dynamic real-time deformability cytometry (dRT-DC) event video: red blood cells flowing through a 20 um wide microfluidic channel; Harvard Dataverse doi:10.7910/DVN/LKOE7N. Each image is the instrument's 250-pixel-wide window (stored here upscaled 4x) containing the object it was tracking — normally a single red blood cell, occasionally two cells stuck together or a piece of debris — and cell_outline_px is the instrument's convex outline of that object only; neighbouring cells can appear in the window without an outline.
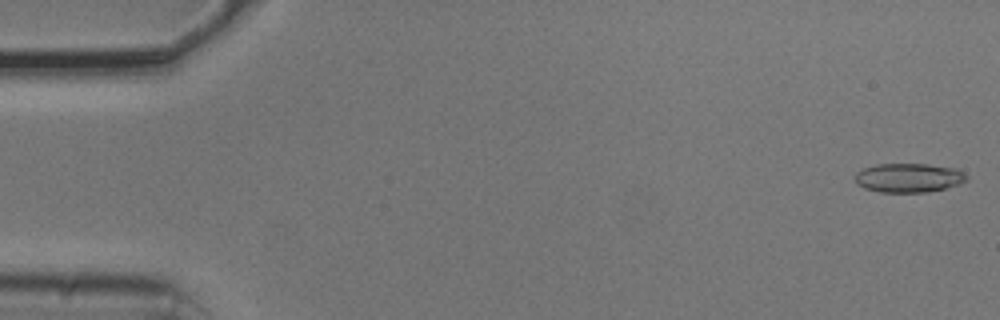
{"species": "common noctule bat (a hibernating species)", "species_latin": "Nyctalus noctula", "temperature_condition": "cold", "stored_images_in_passage": 53, "camera_frame_rate_fps": 3000, "um_per_image_px": 0.085, "animal": {"sex": "male", "body_mass_g": 20.5, "forearm_length_mm": 52.5}, "frame": {"image": 1, "passage_image": 1, "time_ms": 0.0, "image_size_px": [1000, 320], "cell_outline_px": [[968, 180], [960, 184], [928, 192], [880, 192], [864, 188], [856, 184], [856, 172], [864, 168], [876, 164], [928, 164], [956, 168], [964, 172], [968, 176]], "centroid_in_image_um": [77.26, 15.11], "position_along_channel_um": 7.7, "area_um2": 19.02}}
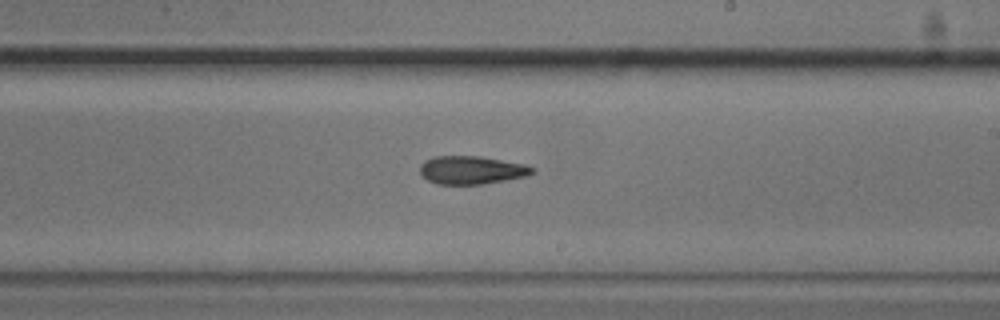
{"frame": {"image": 2, "passage_image": 31, "time_ms": 10.0, "image_size_px": [1000, 320], "cell_outline_px": [[536, 172], [528, 176], [480, 184], [436, 184], [428, 180], [420, 172], [420, 164], [424, 160], [432, 156], [480, 156], [524, 164], [536, 168]], "centroid_in_image_um": [40.09, 14.44], "position_along_channel_um": 248.9, "area_um2": 18.5}}
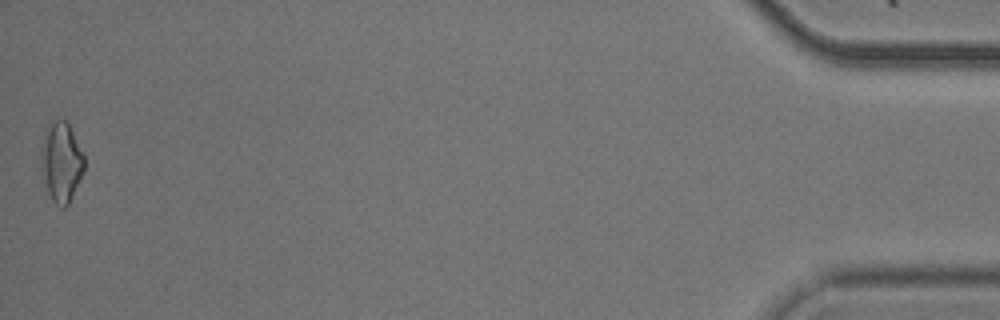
{"frame": {"image": 3, "passage_image": 53, "time_ms": 17.333, "image_size_px": [1000, 320], "cell_outline_px": [[84, 172], [68, 204], [64, 208], [60, 208], [52, 200], [48, 192], [40, 168], [40, 148], [44, 132], [56, 120], [64, 120], [68, 124], [84, 156]], "centroid_in_image_um": [5.18, 13.81], "position_along_channel_um": 430.0, "area_um2": 19.94}}